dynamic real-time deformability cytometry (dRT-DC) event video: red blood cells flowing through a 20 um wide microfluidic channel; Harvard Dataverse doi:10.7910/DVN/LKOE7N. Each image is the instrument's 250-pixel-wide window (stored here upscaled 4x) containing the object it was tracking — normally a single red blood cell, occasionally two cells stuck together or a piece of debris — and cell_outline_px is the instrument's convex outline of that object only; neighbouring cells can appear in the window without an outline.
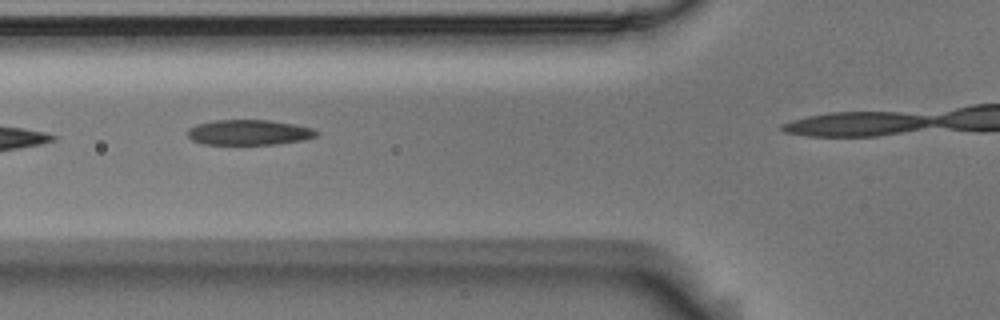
{"species": "Egyptian fruit bat (a non-hibernating species)", "species_latin": "Rousettus aegyptiacus", "temperature_condition": "room temperature", "stored_images_in_passage": 6, "camera_frame_rate_fps": 3000, "um_per_image_px": 0.085, "animal": {"sex": "male"}, "frame": {"image": 1, "passage_image": 4, "time_ms": 1.0, "image_size_px": [1000, 320], "cell_outline_px": [[320, 132], [316, 136], [304, 140], [276, 144], [200, 144], [192, 140], [188, 136], [188, 128], [196, 124], [216, 120], [268, 120], [296, 124], [312, 128]], "centroid_in_image_um": [21.17, 11.25], "position_along_channel_um": 104.6, "area_um2": 19.07}}